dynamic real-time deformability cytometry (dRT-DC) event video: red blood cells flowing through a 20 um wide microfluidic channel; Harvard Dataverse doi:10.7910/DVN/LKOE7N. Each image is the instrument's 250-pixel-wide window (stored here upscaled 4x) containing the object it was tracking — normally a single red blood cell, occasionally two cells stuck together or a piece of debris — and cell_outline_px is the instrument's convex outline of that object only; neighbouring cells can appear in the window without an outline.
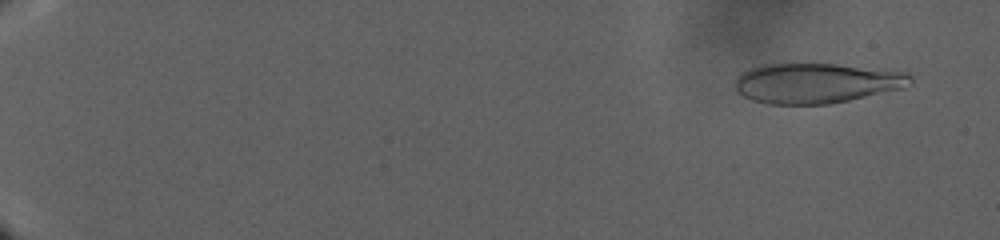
{"species": "human", "species_latin": "Homo sapiens", "temperature_condition": "warm", "stored_images_in_passage": 82, "camera_frame_rate_fps": 3000, "um_per_image_px": 0.085, "donor": {"sex": "male"}, "frame": {"image": 1, "passage_image": 7, "time_ms": 2.667, "image_size_px": [1000, 240], "cell_outline_px": [[912, 84], [904, 88], [848, 100], [828, 104], [768, 104], [752, 100], [736, 92], [736, 80], [740, 72], [748, 68], [760, 64], [836, 64], [884, 68], [908, 72], [912, 76]], "centroid_in_image_um": [69.43, 7.05], "position_along_channel_um": 15.6, "area_um2": 41.44}}
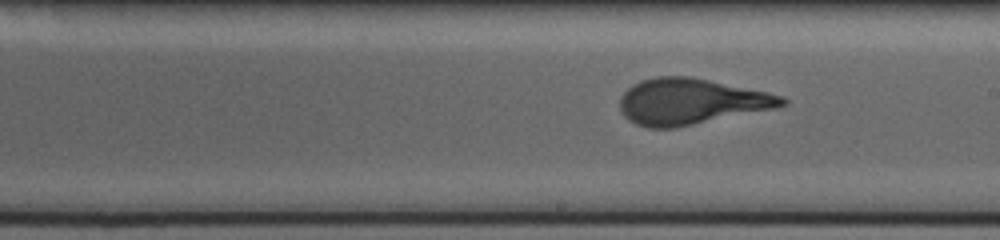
{"frame": {"image": 2, "passage_image": 54, "time_ms": 28.667, "image_size_px": [1000, 240], "cell_outline_px": [[788, 104], [776, 108], [676, 128], [648, 128], [636, 124], [628, 120], [624, 116], [620, 108], [620, 96], [632, 84], [640, 80], [656, 76], [688, 76], [768, 92], [784, 96], [788, 100]], "centroid_in_image_um": [58.72, 8.63], "position_along_channel_um": 230.3, "area_um2": 43.58}}
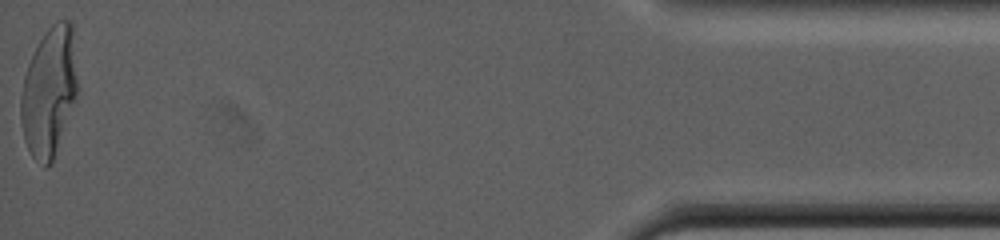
{"frame": {"image": 3, "passage_image": 82, "time_ms": 45.333, "image_size_px": [1000, 240], "cell_outline_px": [[76, 96], [52, 164], [48, 168], [44, 168], [32, 156], [24, 140], [20, 120], [20, 96], [24, 76], [28, 64], [44, 32], [56, 20], [72, 20], [76, 80]], "centroid_in_image_um": [4.14, 7.83], "position_along_channel_um": 431.1, "area_um2": 42.48}}